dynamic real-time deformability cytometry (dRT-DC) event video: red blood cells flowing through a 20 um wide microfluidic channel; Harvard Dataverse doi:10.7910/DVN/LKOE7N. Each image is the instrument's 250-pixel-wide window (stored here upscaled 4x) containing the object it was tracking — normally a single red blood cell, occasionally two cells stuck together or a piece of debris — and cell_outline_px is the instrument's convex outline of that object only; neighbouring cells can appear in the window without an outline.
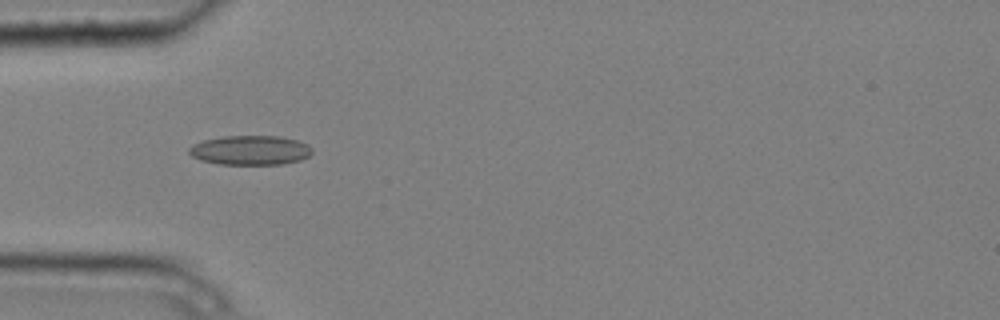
{"species": "common noctule bat (a hibernating species)", "species_latin": "Nyctalus noctula", "temperature_condition": "cold", "stored_images_in_passage": 4, "camera_frame_rate_fps": 3000, "um_per_image_px": 0.085, "animal": {"sex": "male", "body_mass_g": 20.4}, "frame": {"image": 1, "passage_image": 3, "time_ms": 0.667, "image_size_px": [1000, 320], "cell_outline_px": [[312, 152], [308, 156], [300, 160], [284, 164], [220, 164], [200, 160], [192, 156], [188, 152], [188, 148], [192, 144], [204, 140], [224, 136], [280, 136], [296, 140], [308, 144], [312, 148]], "centroid_in_image_um": [21.27, 12.77], "position_along_channel_um": 63.7, "area_um2": 21.15}}
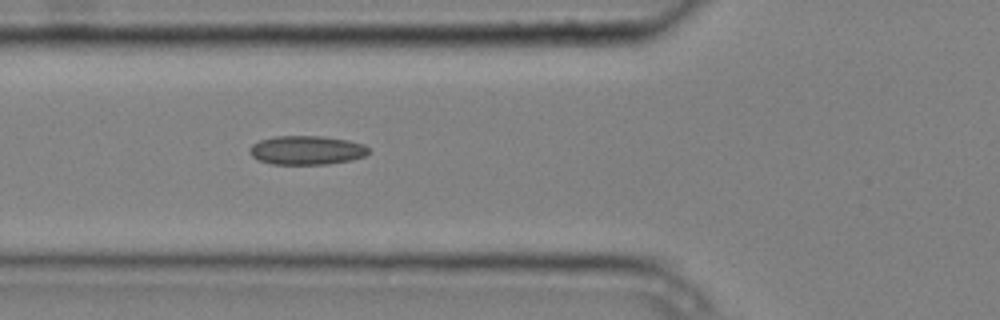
{"frame": {"image": 2, "passage_image": 4, "time_ms": 1.0, "image_size_px": [1000, 320], "cell_outline_px": [[368, 152], [364, 156], [352, 160], [328, 164], [272, 164], [260, 160], [252, 156], [248, 152], [248, 148], [252, 144], [260, 140], [276, 136], [320, 136], [348, 140], [364, 144], [368, 148]], "centroid_in_image_um": [26.05, 12.76], "position_along_channel_um": 99.8, "area_um2": 20.06}}